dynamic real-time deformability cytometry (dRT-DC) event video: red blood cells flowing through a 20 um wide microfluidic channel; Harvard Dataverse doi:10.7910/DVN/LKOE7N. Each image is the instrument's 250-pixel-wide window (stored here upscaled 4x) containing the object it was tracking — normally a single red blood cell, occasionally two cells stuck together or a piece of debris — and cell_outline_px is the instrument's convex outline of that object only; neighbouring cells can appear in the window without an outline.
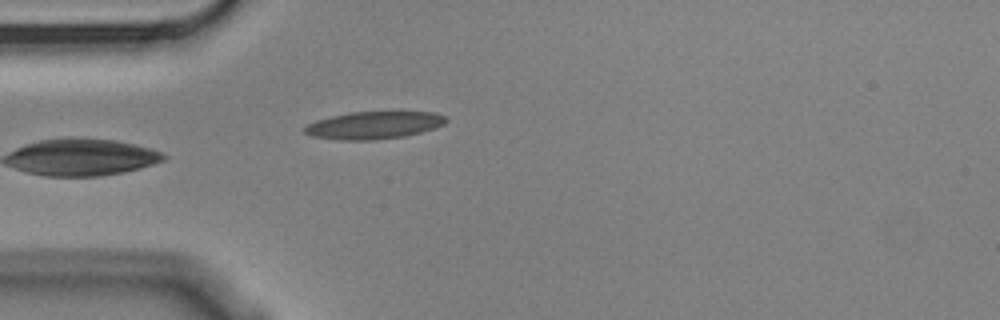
{"species": "Egyptian fruit bat (a non-hibernating species)", "species_latin": "Rousettus aegyptiacus", "temperature_condition": "cold", "stored_images_in_passage": 5, "camera_frame_rate_fps": 3000, "um_per_image_px": 0.085, "animal": {"sex": "male"}, "frame": {"image": 1, "passage_image": 5, "time_ms": 1.333, "image_size_px": [1000, 320], "cell_outline_px": [[448, 120], [444, 124], [420, 132], [404, 136], [376, 140], [340, 140], [312, 136], [304, 132], [304, 128], [308, 124], [316, 120], [332, 116], [352, 112], [436, 112], [448, 116]], "centroid_in_image_um": [31.8, 10.64], "position_along_channel_um": 53.2, "area_um2": 22.54}}